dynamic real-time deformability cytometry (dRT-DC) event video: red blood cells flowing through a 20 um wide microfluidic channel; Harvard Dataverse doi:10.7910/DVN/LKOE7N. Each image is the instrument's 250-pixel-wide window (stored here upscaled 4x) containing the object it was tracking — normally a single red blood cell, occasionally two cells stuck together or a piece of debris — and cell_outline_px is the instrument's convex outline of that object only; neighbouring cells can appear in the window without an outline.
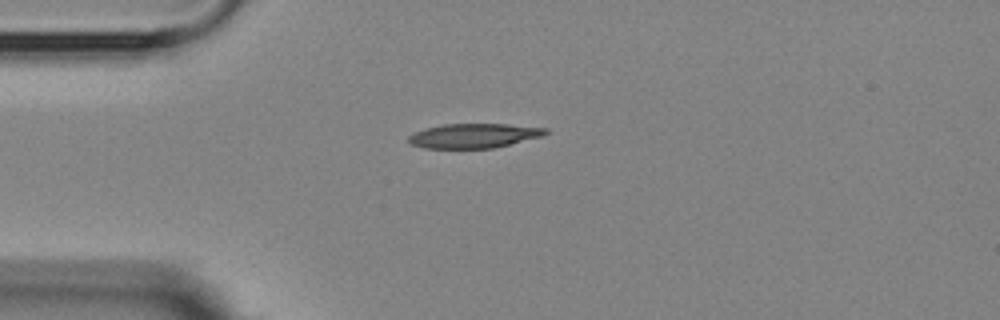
{"species": "Egyptian fruit bat (a non-hibernating species)", "species_latin": "Rousettus aegyptiacus", "temperature_condition": "room temperature", "stored_images_in_passage": 2, "camera_frame_rate_fps": 3000, "um_per_image_px": 0.085, "animal": {"sex": "female"}, "frame": {"image": 1, "passage_image": 1, "time_ms": 0.0, "image_size_px": [1000, 320], "cell_outline_px": [[548, 132], [544, 136], [492, 148], [424, 148], [412, 144], [408, 140], [408, 136], [424, 128], [444, 124], [508, 124], [548, 128]], "centroid_in_image_um": [40.3, 11.53], "position_along_channel_um": 44.7, "area_um2": 19.48}}